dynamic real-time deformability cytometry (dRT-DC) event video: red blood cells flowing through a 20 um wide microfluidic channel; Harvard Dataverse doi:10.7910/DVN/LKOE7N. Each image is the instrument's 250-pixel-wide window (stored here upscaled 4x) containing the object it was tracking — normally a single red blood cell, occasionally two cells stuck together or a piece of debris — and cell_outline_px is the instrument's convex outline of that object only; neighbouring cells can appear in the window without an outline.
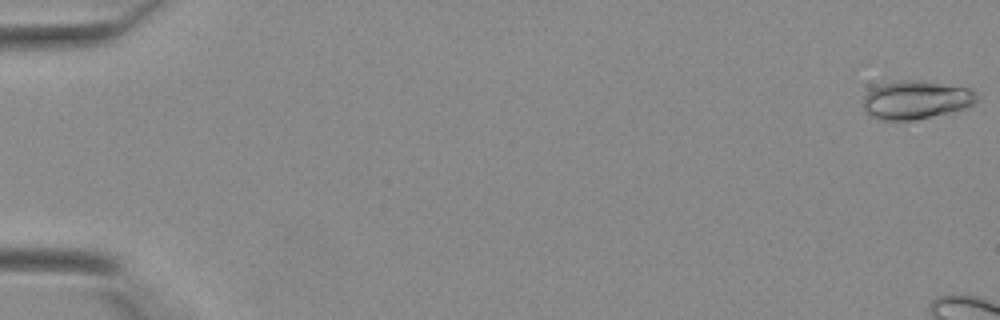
{"species": "Egyptian fruit bat (a non-hibernating species)", "species_latin": "Rousettus aegyptiacus", "temperature_condition": "warm", "stored_images_in_passage": 7, "camera_frame_rate_fps": 3000, "um_per_image_px": 0.085, "animal": {"sex": "female"}, "frame": {"image": 1, "passage_image": 1, "time_ms": 0.0, "image_size_px": [1000, 320], "cell_outline_px": [[980, 100], [964, 108], [916, 120], [884, 120], [872, 116], [864, 108], [864, 96], [872, 88], [880, 84], [904, 80], [924, 80], [968, 88], [976, 92], [980, 96]], "centroid_in_image_um": [77.9, 8.47], "position_along_channel_um": 7.1, "area_um2": 25.32}}